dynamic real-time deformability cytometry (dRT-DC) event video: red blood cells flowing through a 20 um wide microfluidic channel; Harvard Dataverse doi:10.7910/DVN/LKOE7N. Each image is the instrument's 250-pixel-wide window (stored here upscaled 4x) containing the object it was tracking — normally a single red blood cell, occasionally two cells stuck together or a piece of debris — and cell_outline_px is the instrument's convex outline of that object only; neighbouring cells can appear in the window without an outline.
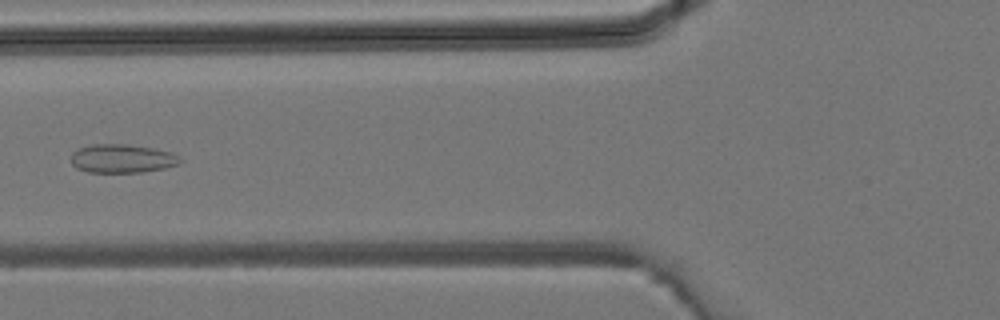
{"species": "common noctule bat (a hibernating species)", "species_latin": "Nyctalus noctula", "temperature_condition": "room temperature", "stored_images_in_passage": 4, "camera_frame_rate_fps": 3000, "um_per_image_px": 0.085, "animal": {"sex": "male", "body_mass_g": 19.2, "forearm_length_mm": 51.8}, "frame": {"image": 1, "passage_image": 4, "time_ms": 1.0, "image_size_px": [1000, 320], "cell_outline_px": [[184, 160], [176, 164], [164, 168], [140, 172], [88, 172], [76, 168], [72, 164], [72, 152], [80, 148], [92, 144], [128, 144], [152, 148], [172, 152], [180, 156]], "centroid_in_image_um": [10.39, 13.47], "position_along_channel_um": 115.4, "area_um2": 18.15}}